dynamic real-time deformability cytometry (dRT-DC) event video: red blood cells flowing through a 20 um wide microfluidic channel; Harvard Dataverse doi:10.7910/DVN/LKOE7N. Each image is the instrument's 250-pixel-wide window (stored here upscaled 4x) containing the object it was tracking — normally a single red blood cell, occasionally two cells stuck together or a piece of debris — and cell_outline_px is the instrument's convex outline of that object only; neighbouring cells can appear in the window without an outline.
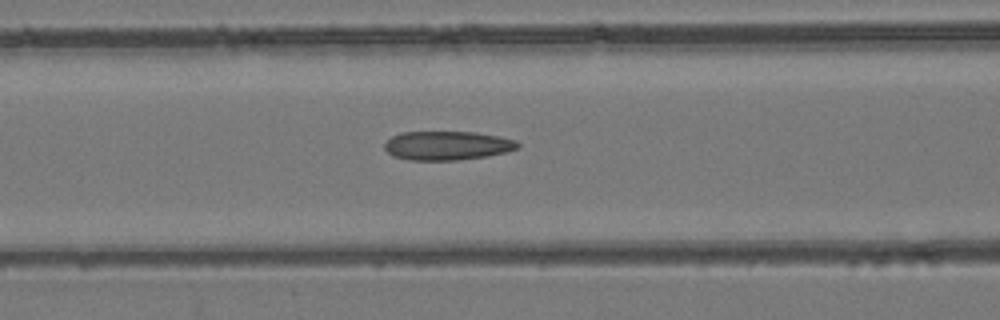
{"species": "common noctule bat (a hibernating species)", "species_latin": "Nyctalus noctula", "temperature_condition": "room temperature", "stored_images_in_passage": 23, "camera_frame_rate_fps": 3000, "um_per_image_px": 0.085, "animal": {"sex": "female", "body_mass_g": 24.6, "forearm_length_mm": 56.2}, "frame": {"image": 1, "passage_image": 23, "time_ms": 7.333, "image_size_px": [1000, 320], "cell_outline_px": [[520, 148], [508, 152], [488, 156], [456, 160], [408, 160], [392, 156], [384, 148], [384, 144], [392, 136], [400, 132], [476, 132], [516, 140], [520, 144]], "centroid_in_image_um": [38.02, 12.38], "position_along_channel_um": 128.6, "area_um2": 22.6}}